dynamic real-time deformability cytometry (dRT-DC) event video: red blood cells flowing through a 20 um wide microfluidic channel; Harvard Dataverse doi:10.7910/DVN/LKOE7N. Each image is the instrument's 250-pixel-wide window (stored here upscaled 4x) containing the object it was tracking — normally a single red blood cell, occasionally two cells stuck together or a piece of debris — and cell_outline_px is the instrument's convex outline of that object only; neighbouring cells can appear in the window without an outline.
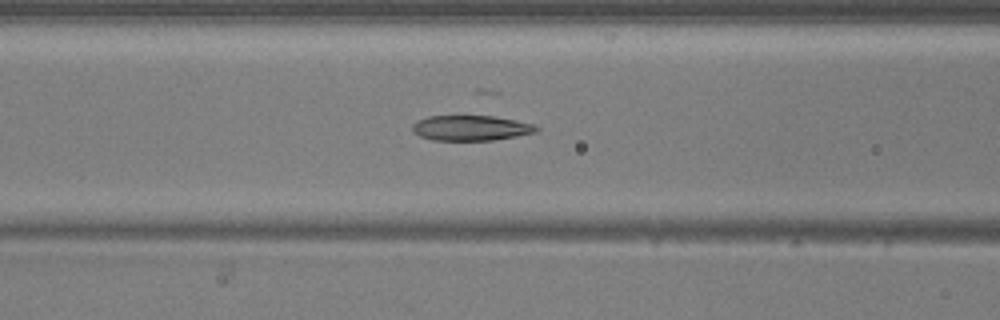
{"species": "common noctule bat (a hibernating species)", "species_latin": "Nyctalus noctula", "temperature_condition": "warm", "stored_images_in_passage": 41, "camera_frame_rate_fps": 3000, "um_per_image_px": 0.085, "animal": {"sex": "male", "body_mass_g": 20.5, "forearm_length_mm": 52.5}, "frame": {"image": 1, "passage_image": 21, "time_ms": 6.667, "image_size_px": [1000, 320], "cell_outline_px": [[540, 128], [536, 132], [516, 136], [492, 140], [432, 140], [420, 136], [412, 132], [412, 124], [416, 120], [428, 116], [496, 116], [516, 120], [532, 124]], "centroid_in_image_um": [39.99, 10.87], "position_along_channel_um": 126.6, "area_um2": 18.26}}
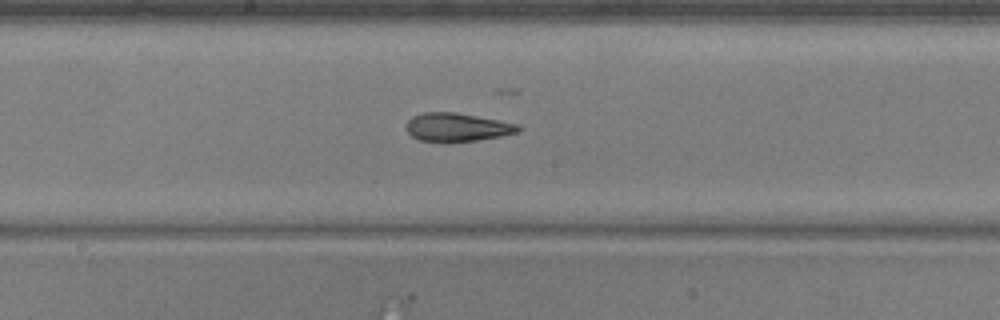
{"frame": {"image": 2, "passage_image": 27, "time_ms": 8.667, "image_size_px": [1000, 320], "cell_outline_px": [[520, 128], [516, 132], [500, 136], [476, 140], [420, 140], [412, 136], [408, 132], [408, 120], [412, 116], [424, 112], [456, 112], [520, 124]], "centroid_in_image_um": [38.87, 10.78], "position_along_channel_um": 209.3, "area_um2": 17.92}}
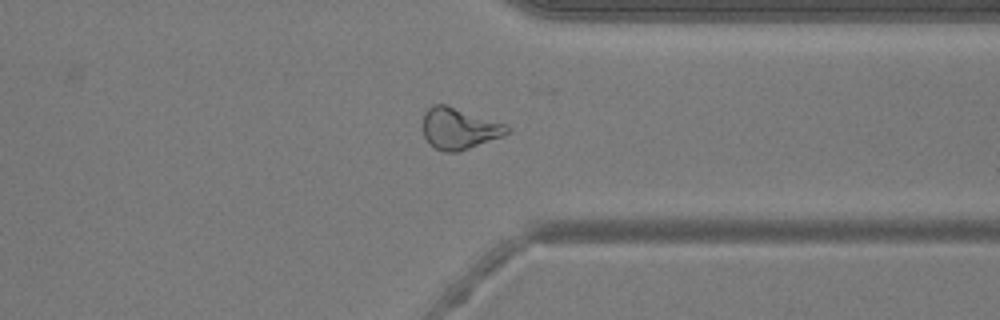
{"frame": {"image": 3, "passage_image": 39, "time_ms": 12.667, "image_size_px": [1000, 320], "cell_outline_px": [[508, 132], [500, 136], [468, 148], [456, 152], [444, 152], [436, 148], [424, 136], [424, 112], [432, 104], [444, 104], [508, 124]], "centroid_in_image_um": [39.01, 10.9], "position_along_channel_um": 372.4, "area_um2": 19.77}}